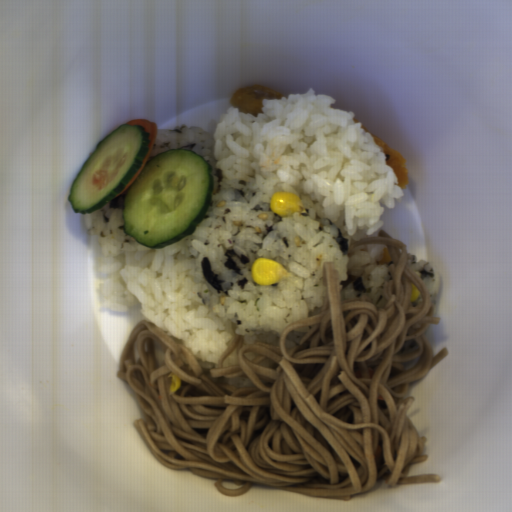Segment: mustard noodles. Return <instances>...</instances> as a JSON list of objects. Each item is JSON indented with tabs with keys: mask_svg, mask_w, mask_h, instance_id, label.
Returning a JSON list of instances; mask_svg holds the SVG:
<instances>
[{
	"mask_svg": "<svg viewBox=\"0 0 512 512\" xmlns=\"http://www.w3.org/2000/svg\"><path fill=\"white\" fill-rule=\"evenodd\" d=\"M385 243L392 263L371 299L343 300L333 261L323 263L322 307L280 333L279 345L245 343L230 323L225 351L203 361L184 339L152 321L131 330L116 376L149 416L133 426L167 469L215 480L224 496L255 485L338 500L388 487L440 482L408 476L423 463L428 438L407 412L410 383L448 355L434 356L425 332L440 317L423 282L408 268L417 257L380 230L350 247ZM420 296L409 301L410 284ZM171 375L180 379L169 391Z\"/></svg>",
	"mask_w": 512,
	"mask_h": 512,
	"instance_id": "obj_1",
	"label": "mustard noodles"
}]
</instances>
